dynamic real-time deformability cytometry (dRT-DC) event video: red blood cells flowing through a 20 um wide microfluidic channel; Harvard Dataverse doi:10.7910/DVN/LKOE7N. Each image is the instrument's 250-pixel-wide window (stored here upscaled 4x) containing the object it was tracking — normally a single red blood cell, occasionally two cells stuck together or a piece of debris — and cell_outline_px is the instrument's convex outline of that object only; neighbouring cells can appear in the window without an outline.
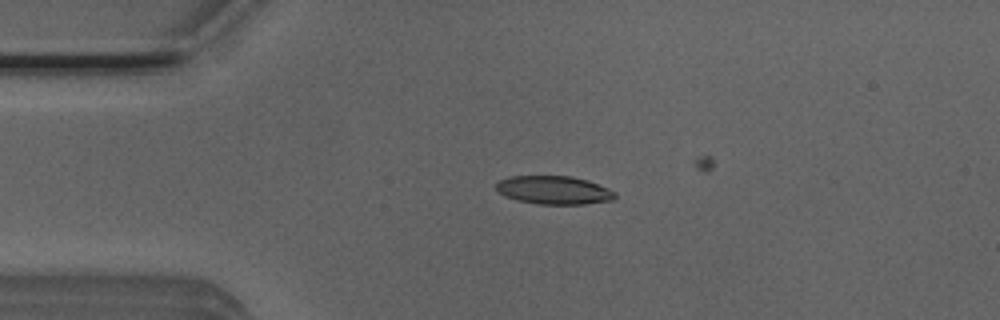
{"species": "Egyptian fruit bat (a non-hibernating species)", "species_latin": "Rousettus aegyptiacus", "temperature_condition": "room temperature", "stored_images_in_passage": 18, "camera_frame_rate_fps": 3000, "um_per_image_px": 0.085, "animal": {"sex": "male"}, "frame": {"image": 1, "passage_image": 8, "time_ms": 2.333, "image_size_px": [1000, 320], "cell_outline_px": [[616, 196], [612, 200], [584, 204], [536, 204], [516, 200], [504, 196], [496, 188], [496, 184], [500, 180], [508, 176], [572, 176], [588, 180], [608, 188], [616, 192]], "centroid_in_image_um": [47.08, 16.16], "position_along_channel_um": 37.9, "area_um2": 19.71}}